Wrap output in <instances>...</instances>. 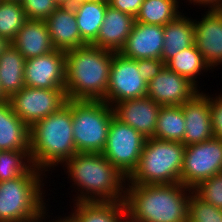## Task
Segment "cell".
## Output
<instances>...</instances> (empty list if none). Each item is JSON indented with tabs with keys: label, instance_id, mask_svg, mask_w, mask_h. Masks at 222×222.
Returning a JSON list of instances; mask_svg holds the SVG:
<instances>
[{
	"label": "cell",
	"instance_id": "4",
	"mask_svg": "<svg viewBox=\"0 0 222 222\" xmlns=\"http://www.w3.org/2000/svg\"><path fill=\"white\" fill-rule=\"evenodd\" d=\"M76 153L72 111L67 105L30 127L29 155L35 168L52 174Z\"/></svg>",
	"mask_w": 222,
	"mask_h": 222
},
{
	"label": "cell",
	"instance_id": "41",
	"mask_svg": "<svg viewBox=\"0 0 222 222\" xmlns=\"http://www.w3.org/2000/svg\"><path fill=\"white\" fill-rule=\"evenodd\" d=\"M45 219L48 220V218L46 217V213H45L42 217H40V218H38L37 220L32 221V222H46ZM47 222H48V221H47Z\"/></svg>",
	"mask_w": 222,
	"mask_h": 222
},
{
	"label": "cell",
	"instance_id": "37",
	"mask_svg": "<svg viewBox=\"0 0 222 222\" xmlns=\"http://www.w3.org/2000/svg\"><path fill=\"white\" fill-rule=\"evenodd\" d=\"M187 2L193 6L197 5L196 7H205L204 10L222 9V0H187Z\"/></svg>",
	"mask_w": 222,
	"mask_h": 222
},
{
	"label": "cell",
	"instance_id": "3",
	"mask_svg": "<svg viewBox=\"0 0 222 222\" xmlns=\"http://www.w3.org/2000/svg\"><path fill=\"white\" fill-rule=\"evenodd\" d=\"M114 52L84 45L65 52V92L69 100L105 101Z\"/></svg>",
	"mask_w": 222,
	"mask_h": 222
},
{
	"label": "cell",
	"instance_id": "19",
	"mask_svg": "<svg viewBox=\"0 0 222 222\" xmlns=\"http://www.w3.org/2000/svg\"><path fill=\"white\" fill-rule=\"evenodd\" d=\"M135 17L108 5L96 40L91 44L119 53L126 44Z\"/></svg>",
	"mask_w": 222,
	"mask_h": 222
},
{
	"label": "cell",
	"instance_id": "27",
	"mask_svg": "<svg viewBox=\"0 0 222 222\" xmlns=\"http://www.w3.org/2000/svg\"><path fill=\"white\" fill-rule=\"evenodd\" d=\"M185 125L182 105L161 106L153 138L182 143L185 135Z\"/></svg>",
	"mask_w": 222,
	"mask_h": 222
},
{
	"label": "cell",
	"instance_id": "2",
	"mask_svg": "<svg viewBox=\"0 0 222 222\" xmlns=\"http://www.w3.org/2000/svg\"><path fill=\"white\" fill-rule=\"evenodd\" d=\"M193 192L181 183L127 184L124 205L128 222H188Z\"/></svg>",
	"mask_w": 222,
	"mask_h": 222
},
{
	"label": "cell",
	"instance_id": "22",
	"mask_svg": "<svg viewBox=\"0 0 222 222\" xmlns=\"http://www.w3.org/2000/svg\"><path fill=\"white\" fill-rule=\"evenodd\" d=\"M186 15V16H185ZM180 14L164 26V43L161 59L166 63L178 52L195 44V24L192 17Z\"/></svg>",
	"mask_w": 222,
	"mask_h": 222
},
{
	"label": "cell",
	"instance_id": "34",
	"mask_svg": "<svg viewBox=\"0 0 222 222\" xmlns=\"http://www.w3.org/2000/svg\"><path fill=\"white\" fill-rule=\"evenodd\" d=\"M222 91L209 95L210 115L215 138L222 139ZM217 95V96H214Z\"/></svg>",
	"mask_w": 222,
	"mask_h": 222
},
{
	"label": "cell",
	"instance_id": "16",
	"mask_svg": "<svg viewBox=\"0 0 222 222\" xmlns=\"http://www.w3.org/2000/svg\"><path fill=\"white\" fill-rule=\"evenodd\" d=\"M208 93L198 92L182 105L186 124L182 143L185 146L201 143L214 137Z\"/></svg>",
	"mask_w": 222,
	"mask_h": 222
},
{
	"label": "cell",
	"instance_id": "12",
	"mask_svg": "<svg viewBox=\"0 0 222 222\" xmlns=\"http://www.w3.org/2000/svg\"><path fill=\"white\" fill-rule=\"evenodd\" d=\"M65 52H52L25 61V86L38 89H65Z\"/></svg>",
	"mask_w": 222,
	"mask_h": 222
},
{
	"label": "cell",
	"instance_id": "5",
	"mask_svg": "<svg viewBox=\"0 0 222 222\" xmlns=\"http://www.w3.org/2000/svg\"><path fill=\"white\" fill-rule=\"evenodd\" d=\"M46 174L32 166L23 175L0 182V222H32L46 213Z\"/></svg>",
	"mask_w": 222,
	"mask_h": 222
},
{
	"label": "cell",
	"instance_id": "32",
	"mask_svg": "<svg viewBox=\"0 0 222 222\" xmlns=\"http://www.w3.org/2000/svg\"><path fill=\"white\" fill-rule=\"evenodd\" d=\"M193 193L202 201L222 209V172L200 182Z\"/></svg>",
	"mask_w": 222,
	"mask_h": 222
},
{
	"label": "cell",
	"instance_id": "31",
	"mask_svg": "<svg viewBox=\"0 0 222 222\" xmlns=\"http://www.w3.org/2000/svg\"><path fill=\"white\" fill-rule=\"evenodd\" d=\"M188 222H222V209L202 201L192 192L188 200Z\"/></svg>",
	"mask_w": 222,
	"mask_h": 222
},
{
	"label": "cell",
	"instance_id": "9",
	"mask_svg": "<svg viewBox=\"0 0 222 222\" xmlns=\"http://www.w3.org/2000/svg\"><path fill=\"white\" fill-rule=\"evenodd\" d=\"M222 172V139L186 146L181 173V184L193 189L200 182Z\"/></svg>",
	"mask_w": 222,
	"mask_h": 222
},
{
	"label": "cell",
	"instance_id": "1",
	"mask_svg": "<svg viewBox=\"0 0 222 222\" xmlns=\"http://www.w3.org/2000/svg\"><path fill=\"white\" fill-rule=\"evenodd\" d=\"M62 165L77 193L73 202L124 201L127 177L102 153H76Z\"/></svg>",
	"mask_w": 222,
	"mask_h": 222
},
{
	"label": "cell",
	"instance_id": "18",
	"mask_svg": "<svg viewBox=\"0 0 222 222\" xmlns=\"http://www.w3.org/2000/svg\"><path fill=\"white\" fill-rule=\"evenodd\" d=\"M45 23L54 49L66 52L86 45L81 39L73 6H59Z\"/></svg>",
	"mask_w": 222,
	"mask_h": 222
},
{
	"label": "cell",
	"instance_id": "7",
	"mask_svg": "<svg viewBox=\"0 0 222 222\" xmlns=\"http://www.w3.org/2000/svg\"><path fill=\"white\" fill-rule=\"evenodd\" d=\"M72 111L73 137L77 153H102L114 116L105 101L67 100Z\"/></svg>",
	"mask_w": 222,
	"mask_h": 222
},
{
	"label": "cell",
	"instance_id": "20",
	"mask_svg": "<svg viewBox=\"0 0 222 222\" xmlns=\"http://www.w3.org/2000/svg\"><path fill=\"white\" fill-rule=\"evenodd\" d=\"M0 151L30 152V128L14 113L9 100L0 102Z\"/></svg>",
	"mask_w": 222,
	"mask_h": 222
},
{
	"label": "cell",
	"instance_id": "25",
	"mask_svg": "<svg viewBox=\"0 0 222 222\" xmlns=\"http://www.w3.org/2000/svg\"><path fill=\"white\" fill-rule=\"evenodd\" d=\"M108 5V0L74 4L77 26L81 39L86 45L92 44L96 40Z\"/></svg>",
	"mask_w": 222,
	"mask_h": 222
},
{
	"label": "cell",
	"instance_id": "13",
	"mask_svg": "<svg viewBox=\"0 0 222 222\" xmlns=\"http://www.w3.org/2000/svg\"><path fill=\"white\" fill-rule=\"evenodd\" d=\"M201 90L187 78L166 66L147 86L146 96L161 106L183 105Z\"/></svg>",
	"mask_w": 222,
	"mask_h": 222
},
{
	"label": "cell",
	"instance_id": "17",
	"mask_svg": "<svg viewBox=\"0 0 222 222\" xmlns=\"http://www.w3.org/2000/svg\"><path fill=\"white\" fill-rule=\"evenodd\" d=\"M163 43L164 26L135 21L126 44L119 53L134 60L161 59Z\"/></svg>",
	"mask_w": 222,
	"mask_h": 222
},
{
	"label": "cell",
	"instance_id": "30",
	"mask_svg": "<svg viewBox=\"0 0 222 222\" xmlns=\"http://www.w3.org/2000/svg\"><path fill=\"white\" fill-rule=\"evenodd\" d=\"M32 166L27 151H0V182L17 178Z\"/></svg>",
	"mask_w": 222,
	"mask_h": 222
},
{
	"label": "cell",
	"instance_id": "8",
	"mask_svg": "<svg viewBox=\"0 0 222 222\" xmlns=\"http://www.w3.org/2000/svg\"><path fill=\"white\" fill-rule=\"evenodd\" d=\"M145 142L142 134L113 116L102 154L128 177L138 165Z\"/></svg>",
	"mask_w": 222,
	"mask_h": 222
},
{
	"label": "cell",
	"instance_id": "21",
	"mask_svg": "<svg viewBox=\"0 0 222 222\" xmlns=\"http://www.w3.org/2000/svg\"><path fill=\"white\" fill-rule=\"evenodd\" d=\"M28 60L54 50L45 21L27 19L11 42Z\"/></svg>",
	"mask_w": 222,
	"mask_h": 222
},
{
	"label": "cell",
	"instance_id": "43",
	"mask_svg": "<svg viewBox=\"0 0 222 222\" xmlns=\"http://www.w3.org/2000/svg\"><path fill=\"white\" fill-rule=\"evenodd\" d=\"M91 1H98V0H75L76 3H78V2H91Z\"/></svg>",
	"mask_w": 222,
	"mask_h": 222
},
{
	"label": "cell",
	"instance_id": "35",
	"mask_svg": "<svg viewBox=\"0 0 222 222\" xmlns=\"http://www.w3.org/2000/svg\"><path fill=\"white\" fill-rule=\"evenodd\" d=\"M137 67L139 74L148 84L154 77H156L165 67L162 59H138Z\"/></svg>",
	"mask_w": 222,
	"mask_h": 222
},
{
	"label": "cell",
	"instance_id": "10",
	"mask_svg": "<svg viewBox=\"0 0 222 222\" xmlns=\"http://www.w3.org/2000/svg\"><path fill=\"white\" fill-rule=\"evenodd\" d=\"M14 113L30 128L66 105L65 89H38L25 86L9 99Z\"/></svg>",
	"mask_w": 222,
	"mask_h": 222
},
{
	"label": "cell",
	"instance_id": "23",
	"mask_svg": "<svg viewBox=\"0 0 222 222\" xmlns=\"http://www.w3.org/2000/svg\"><path fill=\"white\" fill-rule=\"evenodd\" d=\"M25 61L12 43L0 55V87L8 99L25 87Z\"/></svg>",
	"mask_w": 222,
	"mask_h": 222
},
{
	"label": "cell",
	"instance_id": "26",
	"mask_svg": "<svg viewBox=\"0 0 222 222\" xmlns=\"http://www.w3.org/2000/svg\"><path fill=\"white\" fill-rule=\"evenodd\" d=\"M165 66L171 70L190 80L194 83L200 90L199 77L205 72H210V67L204 61L202 54L197 49L196 45H192L189 48H186L176 55L171 57L166 63ZM199 75V77H198ZM199 84V85H198Z\"/></svg>",
	"mask_w": 222,
	"mask_h": 222
},
{
	"label": "cell",
	"instance_id": "14",
	"mask_svg": "<svg viewBox=\"0 0 222 222\" xmlns=\"http://www.w3.org/2000/svg\"><path fill=\"white\" fill-rule=\"evenodd\" d=\"M202 16L201 19H193L195 45L214 72L216 67L222 66V9L208 10Z\"/></svg>",
	"mask_w": 222,
	"mask_h": 222
},
{
	"label": "cell",
	"instance_id": "36",
	"mask_svg": "<svg viewBox=\"0 0 222 222\" xmlns=\"http://www.w3.org/2000/svg\"><path fill=\"white\" fill-rule=\"evenodd\" d=\"M109 5L123 13L136 17L143 0H108Z\"/></svg>",
	"mask_w": 222,
	"mask_h": 222
},
{
	"label": "cell",
	"instance_id": "24",
	"mask_svg": "<svg viewBox=\"0 0 222 222\" xmlns=\"http://www.w3.org/2000/svg\"><path fill=\"white\" fill-rule=\"evenodd\" d=\"M73 203L69 213L78 222H128L124 202Z\"/></svg>",
	"mask_w": 222,
	"mask_h": 222
},
{
	"label": "cell",
	"instance_id": "44",
	"mask_svg": "<svg viewBox=\"0 0 222 222\" xmlns=\"http://www.w3.org/2000/svg\"><path fill=\"white\" fill-rule=\"evenodd\" d=\"M0 1H8V2H22V0H0Z\"/></svg>",
	"mask_w": 222,
	"mask_h": 222
},
{
	"label": "cell",
	"instance_id": "33",
	"mask_svg": "<svg viewBox=\"0 0 222 222\" xmlns=\"http://www.w3.org/2000/svg\"><path fill=\"white\" fill-rule=\"evenodd\" d=\"M27 19L45 21L59 7L56 0H22Z\"/></svg>",
	"mask_w": 222,
	"mask_h": 222
},
{
	"label": "cell",
	"instance_id": "15",
	"mask_svg": "<svg viewBox=\"0 0 222 222\" xmlns=\"http://www.w3.org/2000/svg\"><path fill=\"white\" fill-rule=\"evenodd\" d=\"M160 108L161 105L145 96L116 103L113 111L117 119L148 139L154 137Z\"/></svg>",
	"mask_w": 222,
	"mask_h": 222
},
{
	"label": "cell",
	"instance_id": "38",
	"mask_svg": "<svg viewBox=\"0 0 222 222\" xmlns=\"http://www.w3.org/2000/svg\"><path fill=\"white\" fill-rule=\"evenodd\" d=\"M47 211H49V210L46 209V215H47V217H48V219H49L48 222H78L71 214H69V215L67 216V215H66V212H65L64 217L58 216L57 218H56V217H55V219H52V218H51V220H50V214L48 215L49 212H47ZM56 219H57V220H56Z\"/></svg>",
	"mask_w": 222,
	"mask_h": 222
},
{
	"label": "cell",
	"instance_id": "39",
	"mask_svg": "<svg viewBox=\"0 0 222 222\" xmlns=\"http://www.w3.org/2000/svg\"><path fill=\"white\" fill-rule=\"evenodd\" d=\"M11 44L6 38L0 35V55L5 52L6 48Z\"/></svg>",
	"mask_w": 222,
	"mask_h": 222
},
{
	"label": "cell",
	"instance_id": "29",
	"mask_svg": "<svg viewBox=\"0 0 222 222\" xmlns=\"http://www.w3.org/2000/svg\"><path fill=\"white\" fill-rule=\"evenodd\" d=\"M27 17L22 3L0 1V35L12 42Z\"/></svg>",
	"mask_w": 222,
	"mask_h": 222
},
{
	"label": "cell",
	"instance_id": "11",
	"mask_svg": "<svg viewBox=\"0 0 222 222\" xmlns=\"http://www.w3.org/2000/svg\"><path fill=\"white\" fill-rule=\"evenodd\" d=\"M148 84L139 74L137 60L115 53L112 59L106 103L114 106L128 99L145 97Z\"/></svg>",
	"mask_w": 222,
	"mask_h": 222
},
{
	"label": "cell",
	"instance_id": "6",
	"mask_svg": "<svg viewBox=\"0 0 222 222\" xmlns=\"http://www.w3.org/2000/svg\"><path fill=\"white\" fill-rule=\"evenodd\" d=\"M185 148L181 142L146 139L138 165L127 177V184L181 183Z\"/></svg>",
	"mask_w": 222,
	"mask_h": 222
},
{
	"label": "cell",
	"instance_id": "40",
	"mask_svg": "<svg viewBox=\"0 0 222 222\" xmlns=\"http://www.w3.org/2000/svg\"><path fill=\"white\" fill-rule=\"evenodd\" d=\"M57 4L62 7L74 6L75 0H56Z\"/></svg>",
	"mask_w": 222,
	"mask_h": 222
},
{
	"label": "cell",
	"instance_id": "42",
	"mask_svg": "<svg viewBox=\"0 0 222 222\" xmlns=\"http://www.w3.org/2000/svg\"><path fill=\"white\" fill-rule=\"evenodd\" d=\"M8 100V98L3 94L1 87H0V102H4Z\"/></svg>",
	"mask_w": 222,
	"mask_h": 222
},
{
	"label": "cell",
	"instance_id": "28",
	"mask_svg": "<svg viewBox=\"0 0 222 222\" xmlns=\"http://www.w3.org/2000/svg\"><path fill=\"white\" fill-rule=\"evenodd\" d=\"M179 4L180 0H143L135 21L165 26L183 13Z\"/></svg>",
	"mask_w": 222,
	"mask_h": 222
}]
</instances>
